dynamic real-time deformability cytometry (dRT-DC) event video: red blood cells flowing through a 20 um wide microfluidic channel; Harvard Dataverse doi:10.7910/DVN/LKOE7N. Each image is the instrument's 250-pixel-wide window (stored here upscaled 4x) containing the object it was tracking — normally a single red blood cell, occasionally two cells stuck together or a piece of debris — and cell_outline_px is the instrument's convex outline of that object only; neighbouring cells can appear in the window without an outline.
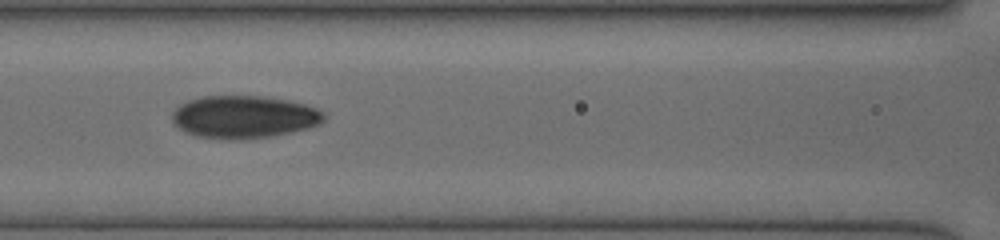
{"species": "human", "species_latin": "Homo sapiens", "temperature_condition": "cold", "stored_images_in_passage": 21, "camera_frame_rate_fps": 3000, "um_per_image_px": 0.085, "donor": {"sex": "female"}, "frame": {"image": 1, "passage_image": 5, "time_ms": 2.667, "image_size_px": [1000, 240], "cell_outline_px": [[324, 120], [320, 124], [308, 128], [292, 132], [272, 136], [240, 140], [224, 140], [196, 136], [184, 132], [172, 124], [172, 112], [180, 104], [188, 100], [204, 96], [264, 96], [288, 100], [304, 104], [316, 108], [324, 112]], "centroid_in_image_um": [20.71, 9.95], "position_along_channel_um": 145.9, "area_um2": 38.15}}
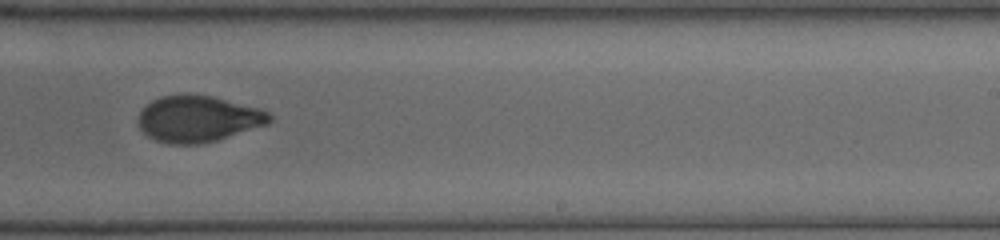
{"frame": {"image": 2, "passage_image": 10, "time_ms": 5.667, "image_size_px": [1000, 240], "cell_outline_px": [[272, 120], [268, 124], [216, 140], [200, 144], [168, 144], [156, 140], [148, 136], [140, 128], [136, 120], [140, 108], [152, 100], [160, 96], [180, 92], [188, 92], [212, 96], [260, 108], [268, 112], [272, 116]], "centroid_in_image_um": [16.78, 10.07], "position_along_channel_um": 272.2, "area_um2": 36.13}}
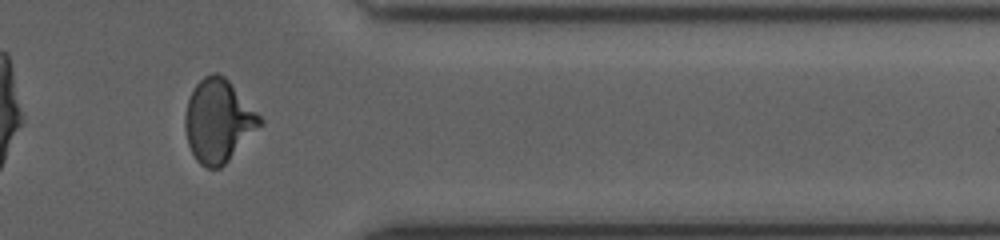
{"frame": {"image": 3, "passage_image": 17, "time_ms": 8.667, "image_size_px": [1000, 240], "cell_outline_px": [[264, 124], [220, 168], [208, 168], [200, 164], [196, 160], [188, 144], [184, 128], [184, 116], [188, 100], [196, 84], [204, 76], [212, 72], [216, 72], [224, 76], [228, 80], [264, 120]], "centroid_in_image_um": [18.56, 10.27], "position_along_channel_um": 392.8, "area_um2": 36.01}}